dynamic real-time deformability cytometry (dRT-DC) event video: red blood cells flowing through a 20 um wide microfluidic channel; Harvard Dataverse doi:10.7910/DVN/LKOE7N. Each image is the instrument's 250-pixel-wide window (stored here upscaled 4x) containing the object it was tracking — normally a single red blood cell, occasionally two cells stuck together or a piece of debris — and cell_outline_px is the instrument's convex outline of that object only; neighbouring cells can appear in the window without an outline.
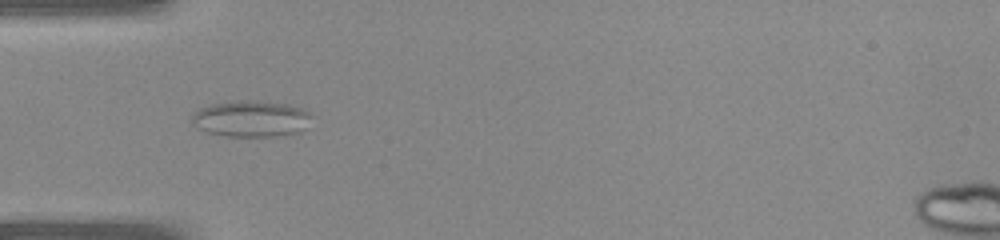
{"species": "common noctule bat (a hibernating species)", "species_latin": "Nyctalus noctula", "temperature_condition": "warm", "stored_images_in_passage": 28, "camera_frame_rate_fps": 3000, "um_per_image_px": 0.085, "animal": {"sex": "female", "body_mass_g": 22.0, "forearm_length_mm": 56.7}, "frame": {"image": 1, "passage_image": 1, "time_ms": 0.0, "image_size_px": [1000, 240], "cell_outline_px": [[308, 116], [304, 128], [300, 132], [276, 136], [224, 136], [208, 132], [192, 124], [192, 116], [200, 108], [212, 104], [236, 100], [248, 100], [288, 104], [304, 108], [308, 112]], "centroid_in_image_um": [21.31, 10.09], "position_along_channel_um": 63.7, "area_um2": 24.97}}
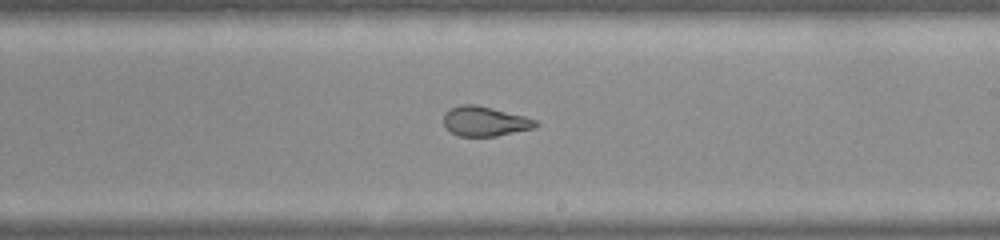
{"frame": {"image": 2, "passage_image": 12, "time_ms": 3.667, "image_size_px": [1000, 240], "cell_outline_px": [[540, 124], [536, 128], [496, 136], [460, 136], [452, 132], [444, 124], [444, 112], [460, 104], [476, 104], [524, 116], [536, 120]], "centroid_in_image_um": [41.24, 10.31], "position_along_channel_um": 247.8, "area_um2": 15.9}}
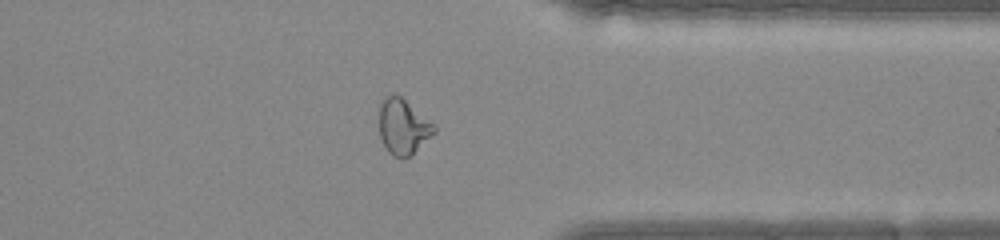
{"frame": {"image": 3, "passage_image": 20, "time_ms": 6.333, "image_size_px": [1000, 240], "cell_outline_px": [[436, 132], [412, 156], [392, 156], [388, 152], [380, 136], [380, 104], [384, 96], [400, 96], [432, 124], [436, 128]], "centroid_in_image_um": [34.26, 10.81], "position_along_channel_um": 377.1, "area_um2": 17.22}}